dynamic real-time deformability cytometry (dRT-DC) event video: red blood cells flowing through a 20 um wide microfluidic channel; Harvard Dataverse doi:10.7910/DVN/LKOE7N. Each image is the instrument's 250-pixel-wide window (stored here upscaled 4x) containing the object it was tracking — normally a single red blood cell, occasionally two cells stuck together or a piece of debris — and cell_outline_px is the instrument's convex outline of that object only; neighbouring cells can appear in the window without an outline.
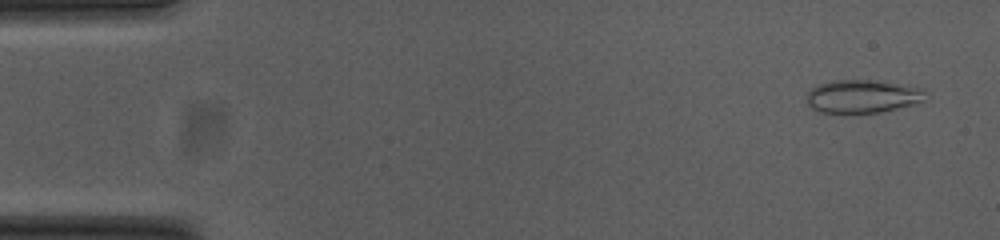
{"species": "common noctule bat (a hibernating species)", "species_latin": "Nyctalus noctula", "temperature_condition": "cold", "stored_images_in_passage": 54, "camera_frame_rate_fps": 3000, "um_per_image_px": 0.085, "animal": {"sex": "female", "body_mass_g": 23.0, "forearm_length_mm": 53.4}, "frame": {"image": 1, "passage_image": 3, "time_ms": 0.667, "image_size_px": [1000, 240], "cell_outline_px": [[924, 100], [912, 104], [880, 112], [820, 112], [812, 108], [808, 104], [808, 92], [816, 84], [836, 80], [876, 80], [924, 88]], "centroid_in_image_um": [73.3, 8.17], "position_along_channel_um": 11.7, "area_um2": 22.6}}
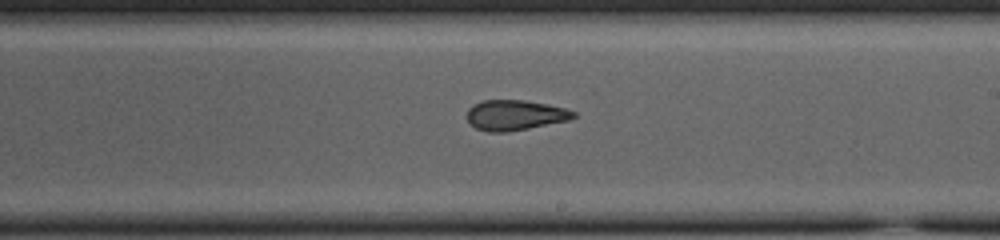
{"frame": {"image": 2, "passage_image": 31, "time_ms": 10.0, "image_size_px": [1000, 240], "cell_outline_px": [[576, 116], [568, 120], [508, 132], [488, 132], [476, 128], [468, 120], [468, 108], [472, 104], [484, 100], [524, 100], [548, 104], [564, 108], [576, 112]], "centroid_in_image_um": [43.76, 9.78], "position_along_channel_um": 245.2, "area_um2": 18.67}}
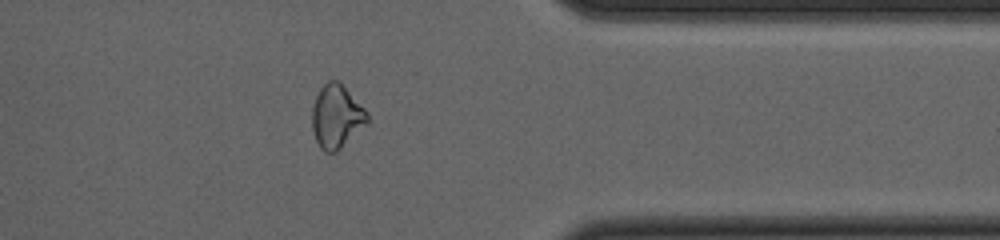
{"frame": {"image": 3, "passage_image": 43, "time_ms": 14.0, "image_size_px": [1000, 240], "cell_outline_px": [[368, 124], [336, 152], [324, 152], [320, 148], [316, 140], [312, 128], [312, 108], [316, 96], [320, 88], [328, 80], [340, 80], [368, 112]], "centroid_in_image_um": [28.62, 9.89], "position_along_channel_um": 382.8, "area_um2": 20.63}, "authors_computed_cell_mechanics": {"area_um2": 20.4612, "velocity_mm_per_s": 3.7685, "shape_relaxation_time_tau1_ms": null, "shape_relaxation_time_tau2_ms": 2.0314, "deformation_change_tau1": null, "deformation_change_tau2": 0.0657}}